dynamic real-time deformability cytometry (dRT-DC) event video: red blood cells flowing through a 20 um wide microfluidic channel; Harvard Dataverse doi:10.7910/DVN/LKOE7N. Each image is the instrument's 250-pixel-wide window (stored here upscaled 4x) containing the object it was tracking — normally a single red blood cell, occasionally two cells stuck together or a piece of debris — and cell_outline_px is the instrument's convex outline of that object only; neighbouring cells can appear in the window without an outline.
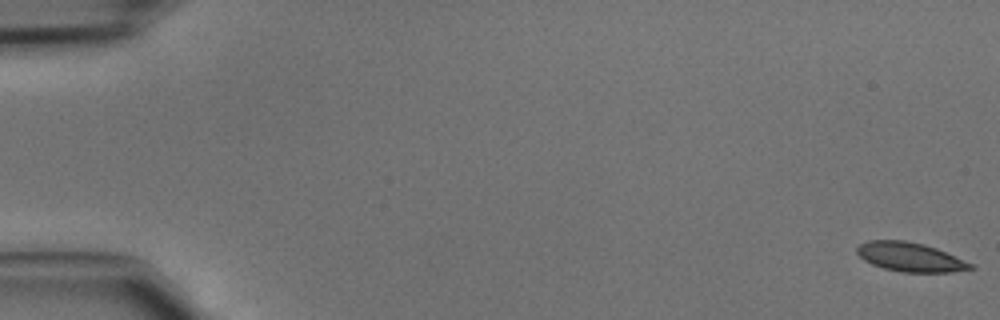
{"species": "common noctule bat (a hibernating species)", "species_latin": "Nyctalus noctula", "temperature_condition": "cold", "stored_images_in_passage": 47, "camera_frame_rate_fps": 3000, "um_per_image_px": 0.085, "animal": {"sex": "male", "body_mass_g": 15.6}, "frame": {"image": 1, "passage_image": 1, "time_ms": 0.0, "image_size_px": [1000, 320], "cell_outline_px": [[976, 268], [952, 272], [900, 272], [884, 268], [872, 264], [864, 260], [856, 252], [856, 248], [860, 244], [868, 240], [904, 240], [924, 244], [936, 248], [976, 264]], "centroid_in_image_um": [77.41, 21.85], "position_along_channel_um": 7.6, "area_um2": 19.42}}
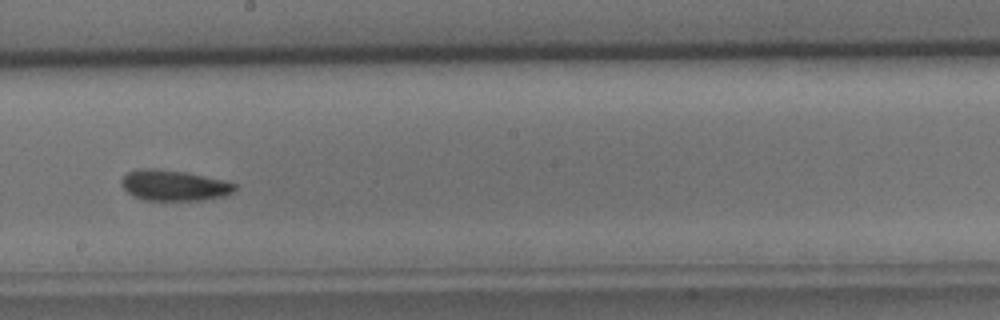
{"frame": {"image": 2, "passage_image": 27, "time_ms": 8.667, "image_size_px": [1000, 320], "cell_outline_px": [[236, 188], [232, 192], [224, 196], [204, 200], [144, 200], [132, 196], [120, 184], [120, 180], [128, 172], [144, 168], [156, 168], [184, 172], [224, 180], [236, 184]], "centroid_in_image_um": [14.77, 15.76], "position_along_channel_um": 233.4, "area_um2": 20.23}}
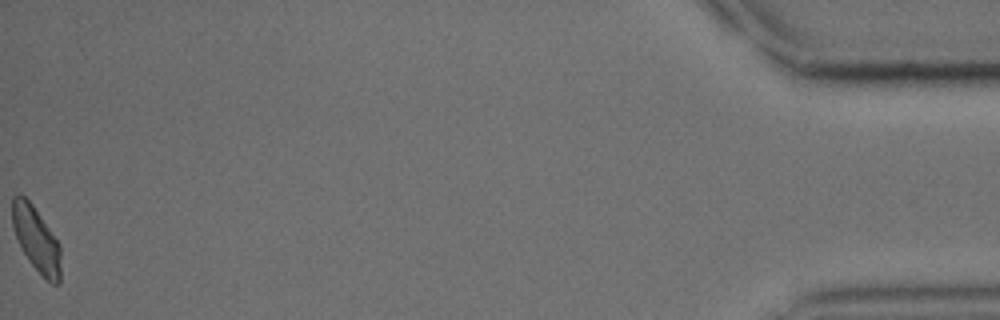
{"frame": {"image": 3, "passage_image": 47, "time_ms": 15.333, "image_size_px": [1000, 320], "cell_outline_px": [[60, 280], [56, 284], [52, 284], [28, 260], [16, 236], [12, 224], [12, 196], [16, 192], [20, 192], [32, 204], [60, 244]], "centroid_in_image_um": [3.06, 20.27], "position_along_channel_um": 432.1, "area_um2": 18.03}}